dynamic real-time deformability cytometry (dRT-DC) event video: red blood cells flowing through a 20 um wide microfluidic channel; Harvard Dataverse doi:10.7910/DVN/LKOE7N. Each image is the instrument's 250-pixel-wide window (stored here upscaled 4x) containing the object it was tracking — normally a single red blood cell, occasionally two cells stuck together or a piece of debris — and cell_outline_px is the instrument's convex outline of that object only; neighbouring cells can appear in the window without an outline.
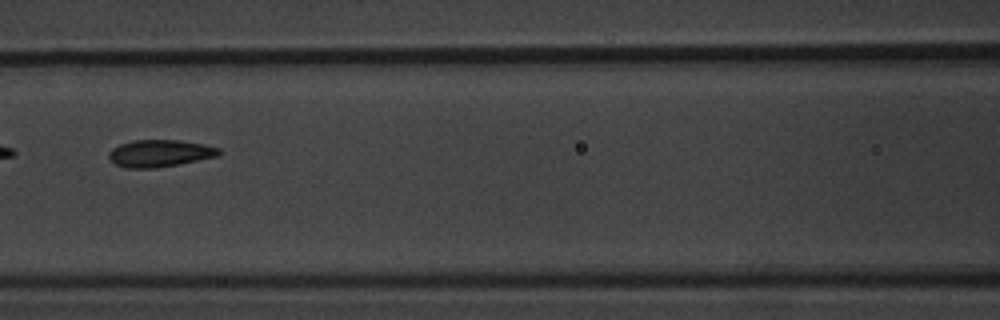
{"species": "common noctule bat (a hibernating species)", "species_latin": "Nyctalus noctula", "temperature_condition": "warm", "stored_images_in_passage": 9, "camera_frame_rate_fps": 3000, "um_per_image_px": 0.085, "animal": {"sex": "male", "body_mass_g": 20.1, "forearm_length_mm": 53.5}, "frame": {"image": 1, "passage_image": 7, "time_ms": 8.0, "image_size_px": [1000, 320], "cell_outline_px": [[224, 152], [220, 156], [180, 164], [156, 168], [124, 168], [116, 164], [108, 156], [108, 152], [112, 148], [120, 144], [136, 140], [180, 140], [204, 144], [220, 148]], "centroid_in_image_um": [13.65, 13.03], "position_along_channel_um": 153.0, "area_um2": 17.63}}
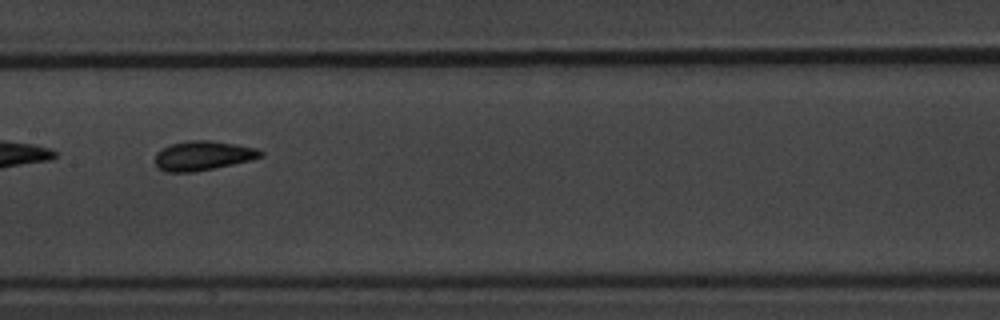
{"frame": {"image": 2, "passage_image": 8, "time_ms": 9.0, "image_size_px": [1000, 320], "cell_outline_px": [[264, 156], [252, 160], [192, 172], [164, 172], [156, 164], [156, 152], [160, 148], [168, 144], [188, 140], [212, 140], [236, 144], [256, 148], [264, 152]], "centroid_in_image_um": [17.24, 13.21], "position_along_channel_um": 190.2, "area_um2": 18.21}}
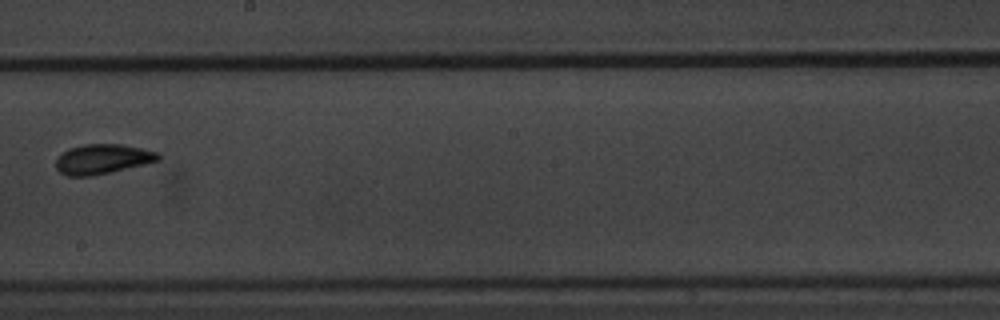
{"frame": {"image": 3, "passage_image": 9, "time_ms": 10.333, "image_size_px": [1000, 320], "cell_outline_px": [[160, 160], [144, 164], [92, 176], [68, 176], [60, 172], [56, 168], [56, 160], [68, 148], [84, 144], [120, 144], [140, 148], [156, 152], [160, 156]], "centroid_in_image_um": [8.69, 13.52], "position_along_channel_um": 239.5, "area_um2": 17.51}}